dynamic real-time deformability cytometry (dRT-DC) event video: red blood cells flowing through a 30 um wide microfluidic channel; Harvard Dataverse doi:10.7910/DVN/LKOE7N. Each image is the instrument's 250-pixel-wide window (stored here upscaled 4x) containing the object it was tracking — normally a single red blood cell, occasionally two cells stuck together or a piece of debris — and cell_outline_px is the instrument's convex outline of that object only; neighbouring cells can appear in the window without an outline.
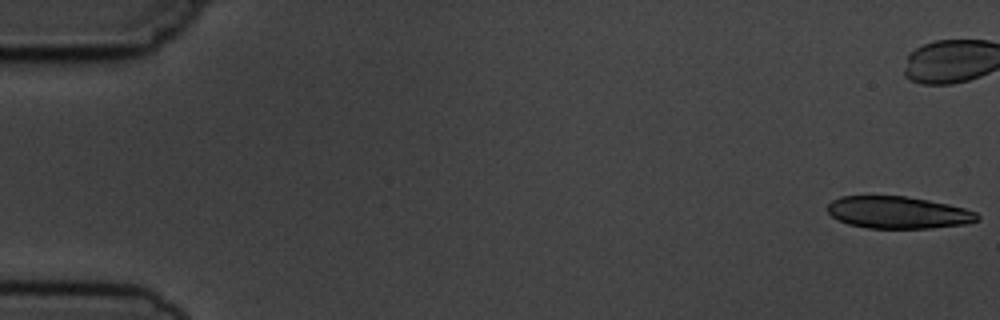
{"species": "common noctule bat (a hibernating species)", "species_latin": "Nyctalus noctula", "temperature_condition": "cold", "stored_images_in_passage": 6, "camera_frame_rate_fps": 3000, "um_per_image_px": 0.085, "animal": {"sex": "male", "body_mass_g": 19.5, "forearm_length_mm": 54.6}, "frame": {"image": 1, "passage_image": 1, "time_ms": 0.0, "image_size_px": [1000, 320], "cell_outline_px": [[980, 220], [964, 224], [932, 228], [868, 228], [848, 224], [832, 216], [828, 212], [828, 204], [832, 200], [840, 196], [904, 196], [928, 200], [948, 204], [964, 208], [976, 212], [980, 216]], "centroid_in_image_um": [76.35, 18.06], "position_along_channel_um": 8.6, "area_um2": 27.98}}